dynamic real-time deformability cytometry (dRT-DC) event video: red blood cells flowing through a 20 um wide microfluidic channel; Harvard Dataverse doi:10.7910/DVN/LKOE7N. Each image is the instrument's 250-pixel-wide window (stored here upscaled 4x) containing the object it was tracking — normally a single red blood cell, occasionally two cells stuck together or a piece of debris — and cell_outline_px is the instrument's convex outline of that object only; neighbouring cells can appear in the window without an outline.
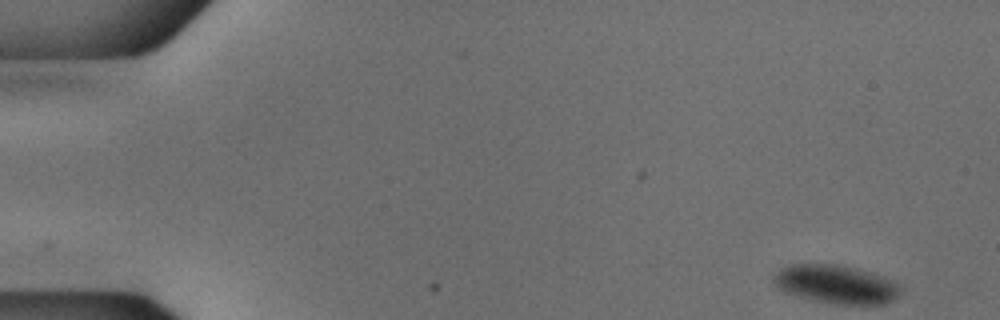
{"species": "common noctule bat (a hibernating species)", "species_latin": "Nyctalus noctula", "temperature_condition": "cold", "stored_images_in_passage": 52, "camera_frame_rate_fps": 3000, "um_per_image_px": 0.085, "animal": {"sex": "male", "body_mass_g": 18.8}, "frame": {"image": 1, "passage_image": 1, "time_ms": 0.0, "image_size_px": [1000, 320], "cell_outline_px": [[900, 292], [892, 300], [884, 304], [836, 304], [812, 300], [784, 292], [772, 280], [776, 272], [780, 268], [792, 264], [840, 264], [856, 268], [880, 276], [896, 284], [900, 288]], "centroid_in_image_um": [71.0, 24.16], "position_along_channel_um": 14.0, "area_um2": 28.09}}
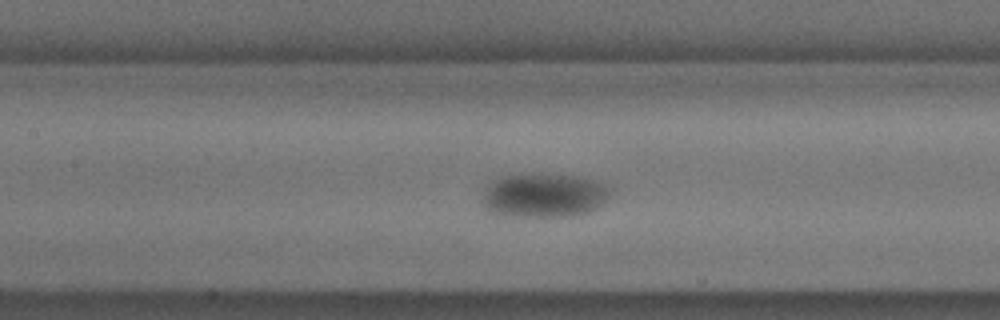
{"frame": {"image": 2, "passage_image": 23, "time_ms": 7.333, "image_size_px": [1000, 320], "cell_outline_px": [[612, 192], [596, 208], [588, 212], [572, 216], [512, 216], [488, 212], [484, 208], [484, 188], [492, 180], [500, 176], [520, 172], [540, 172], [580, 176], [604, 184], [612, 188]], "centroid_in_image_um": [46.2, 16.55], "position_along_channel_um": 161.2, "area_um2": 33.64}}
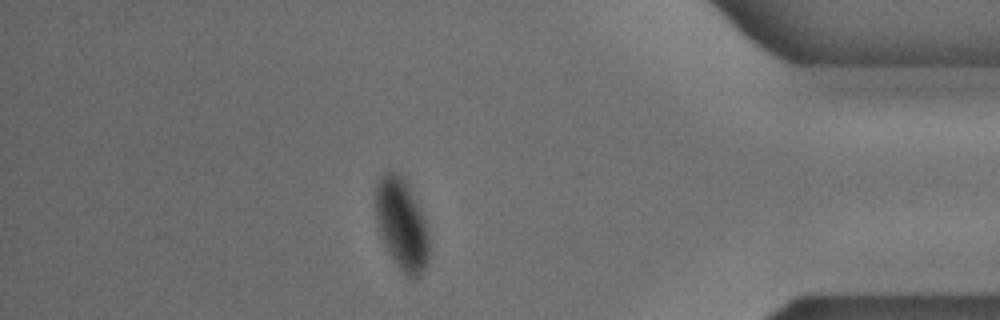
{"frame": {"image": 3, "passage_image": 45, "time_ms": 14.667, "image_size_px": [1000, 320], "cell_outline_px": [[428, 260], [420, 276], [416, 280], [412, 280], [404, 276], [388, 252], [380, 236], [372, 200], [376, 184], [380, 176], [388, 172], [396, 172], [404, 176], [408, 184], [424, 220], [428, 240]], "centroid_in_image_um": [34.09, 19.07], "position_along_channel_um": 401.1, "area_um2": 28.9}}